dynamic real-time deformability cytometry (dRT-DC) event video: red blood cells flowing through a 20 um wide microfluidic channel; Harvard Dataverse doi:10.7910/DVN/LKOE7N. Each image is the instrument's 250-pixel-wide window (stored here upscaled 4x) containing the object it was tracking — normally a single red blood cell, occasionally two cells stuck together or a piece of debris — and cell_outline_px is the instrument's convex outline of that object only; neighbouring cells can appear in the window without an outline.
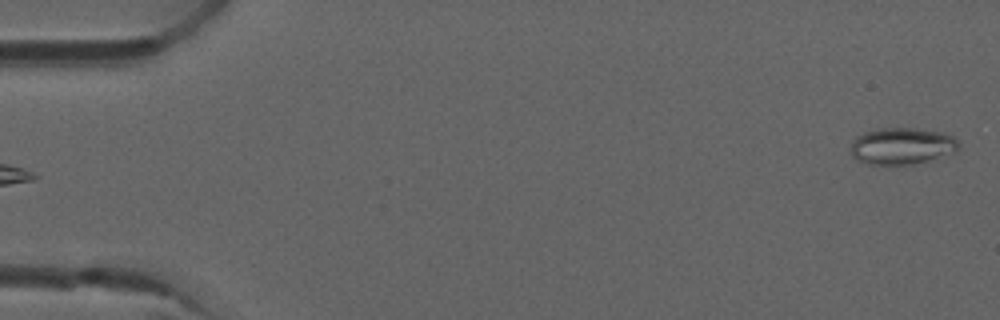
{"species": "common noctule bat (a hibernating species)", "species_latin": "Nyctalus noctula", "temperature_condition": "room temperature", "stored_images_in_passage": 5, "camera_frame_rate_fps": 3000, "um_per_image_px": 0.085, "animal": {"sex": "male", "forearm_length_mm": 52.5}, "frame": {"image": 1, "passage_image": 5, "time_ms": 1.333, "image_size_px": [1000, 320], "cell_outline_px": [[960, 148], [928, 160], [912, 164], [868, 164], [856, 160], [852, 156], [852, 140], [856, 136], [864, 132], [880, 128], [916, 128], [944, 132], [952, 136], [956, 140]], "centroid_in_image_um": [76.61, 12.39], "position_along_channel_um": 8.4, "area_um2": 22.83}}